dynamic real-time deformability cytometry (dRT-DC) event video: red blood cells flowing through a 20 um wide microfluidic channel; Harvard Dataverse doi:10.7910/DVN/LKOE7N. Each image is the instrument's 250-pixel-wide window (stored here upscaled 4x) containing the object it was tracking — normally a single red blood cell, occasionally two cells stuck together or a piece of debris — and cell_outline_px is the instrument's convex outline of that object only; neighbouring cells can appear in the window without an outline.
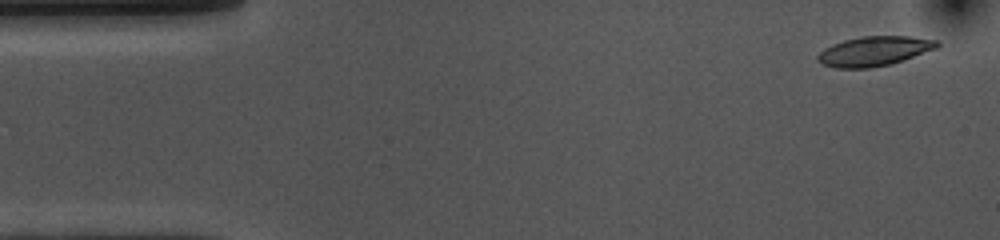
{"species": "common noctule bat (a hibernating species)", "species_latin": "Nyctalus noctula", "temperature_condition": "cold", "stored_images_in_passage": 55, "camera_frame_rate_fps": 3000, "um_per_image_px": 0.085, "animal": {"sex": "female", "body_mass_g": 10.0, "forearm_length_mm": 53.1}, "frame": {"image": 1, "passage_image": 2, "time_ms": 0.333, "image_size_px": [1000, 240], "cell_outline_px": [[940, 44], [936, 48], [904, 60], [892, 64], [868, 68], [836, 68], [820, 64], [816, 60], [816, 56], [824, 48], [832, 44], [844, 40], [864, 36], [908, 36], [936, 40]], "centroid_in_image_um": [74.26, 4.36], "position_along_channel_um": 10.7, "area_um2": 20.63}}
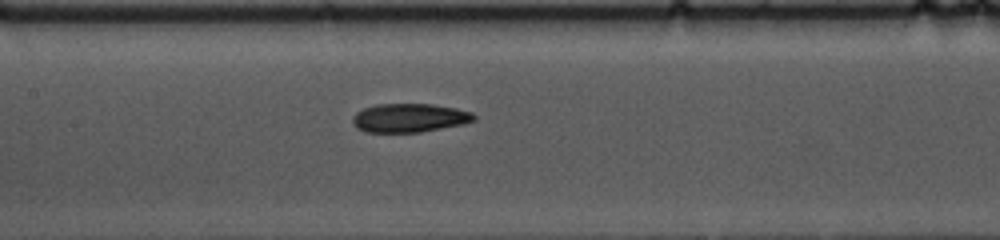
{"frame": {"image": 2, "passage_image": 24, "time_ms": 7.667, "image_size_px": [1000, 240], "cell_outline_px": [[476, 120], [464, 124], [420, 132], [364, 132], [356, 128], [352, 124], [352, 116], [356, 112], [364, 108], [376, 104], [432, 104], [456, 108], [472, 112], [476, 116]], "centroid_in_image_um": [34.79, 10.02], "position_along_channel_um": 172.6, "area_um2": 20.52}}
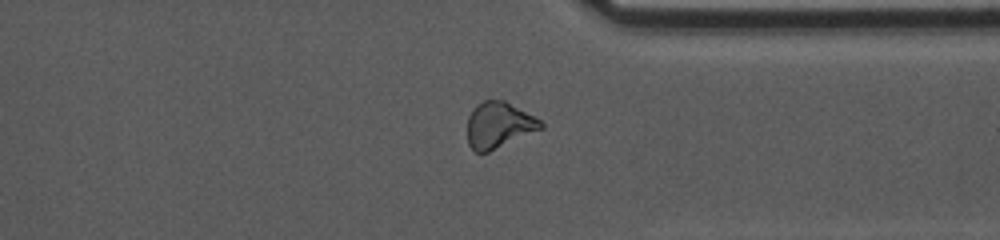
{"frame": {"image": 3, "passage_image": 41, "time_ms": 13.333, "image_size_px": [1000, 240], "cell_outline_px": [[544, 128], [488, 152], [476, 152], [468, 144], [468, 116], [472, 108], [476, 104], [484, 100], [504, 100], [536, 116], [544, 124]], "centroid_in_image_um": [42.41, 10.61], "position_along_channel_um": 369.0, "area_um2": 19.83}, "authors_computed_cell_mechanics": {"area_um2": 20.6346, "velocity_mm_per_s": 3.5393, "shape_relaxation_time_tau1_ms": 6.9226, "shape_relaxation_time_tau2_ms": 5.0104, "deformation_change_tau1": 0.153, "deformation_change_tau2": 0.1185}}